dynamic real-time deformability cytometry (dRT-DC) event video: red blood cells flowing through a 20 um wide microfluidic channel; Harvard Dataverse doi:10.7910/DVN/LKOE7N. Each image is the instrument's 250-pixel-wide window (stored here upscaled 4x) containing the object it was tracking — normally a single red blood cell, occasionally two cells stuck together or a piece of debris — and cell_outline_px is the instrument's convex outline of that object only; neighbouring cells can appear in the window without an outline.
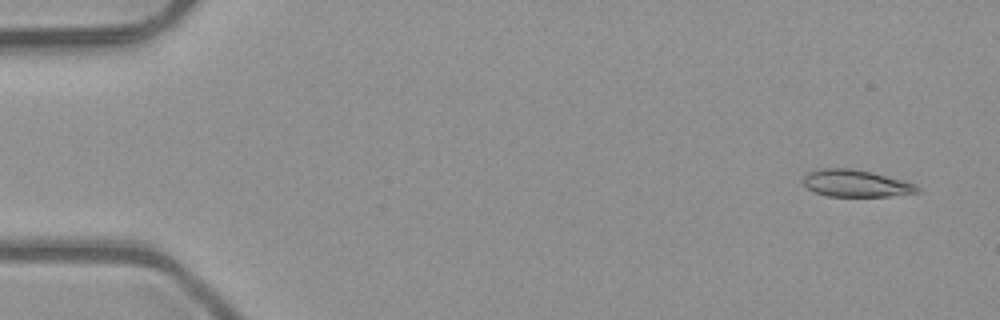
{"species": "common noctule bat (a hibernating species)", "species_latin": "Nyctalus noctula", "temperature_condition": "room temperature", "stored_images_in_passage": 5, "camera_frame_rate_fps": 3000, "um_per_image_px": 0.085, "animal": {"sex": "male", "body_mass_g": 23.1, "forearm_length_mm": 52.7}, "frame": {"image": 1, "passage_image": 1, "time_ms": 0.0, "image_size_px": [1000, 320], "cell_outline_px": [[920, 192], [888, 196], [828, 196], [816, 192], [808, 188], [800, 180], [808, 172], [820, 168], [852, 168], [872, 172], [904, 180], [916, 184], [920, 188]], "centroid_in_image_um": [72.75, 15.57], "position_along_channel_um": 12.3, "area_um2": 18.09}}